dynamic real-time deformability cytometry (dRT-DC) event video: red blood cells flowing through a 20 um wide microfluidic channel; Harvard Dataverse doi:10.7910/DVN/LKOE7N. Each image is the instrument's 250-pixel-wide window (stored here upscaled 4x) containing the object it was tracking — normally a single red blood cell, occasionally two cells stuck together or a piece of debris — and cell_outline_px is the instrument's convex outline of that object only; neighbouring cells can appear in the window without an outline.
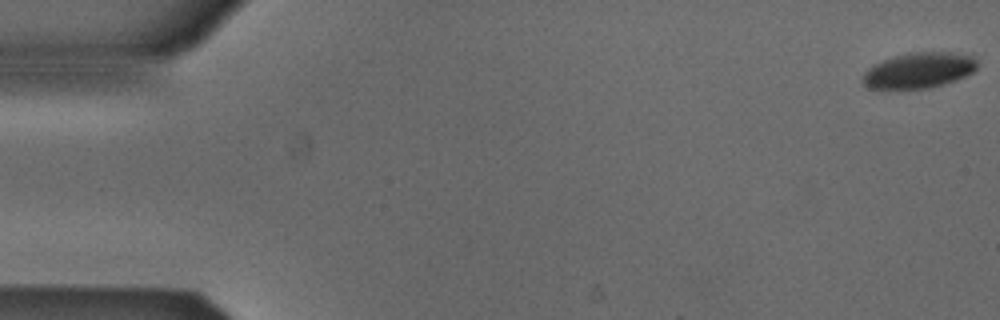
{"species": "Egyptian fruit bat (a non-hibernating species)", "species_latin": "Rousettus aegyptiacus", "temperature_condition": "cold", "stored_images_in_passage": 54, "camera_frame_rate_fps": 3000, "um_per_image_px": 0.085, "animal": {"sex": "male"}, "frame": {"image": 1, "passage_image": 1, "time_ms": 0.0, "image_size_px": [1000, 320], "cell_outline_px": [[976, 68], [972, 72], [956, 80], [944, 84], [928, 88], [868, 88], [864, 84], [864, 72], [872, 64], [892, 56], [908, 52], [952, 52], [972, 56], [976, 60]], "centroid_in_image_um": [78.09, 5.96], "position_along_channel_um": 6.9, "area_um2": 23.64}}
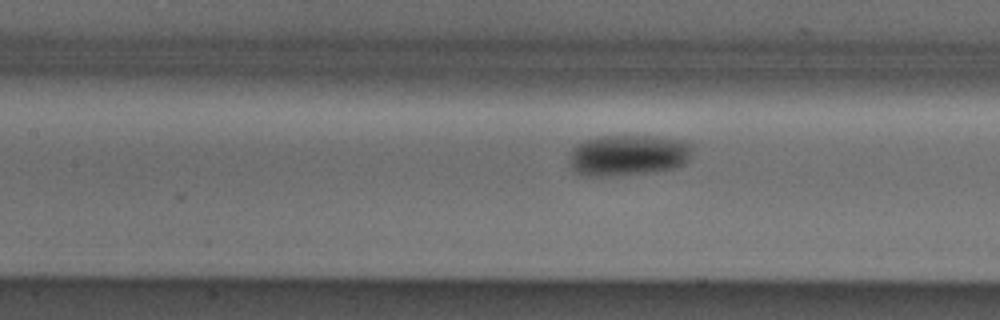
{"frame": {"image": 2, "passage_image": 24, "time_ms": 7.667, "image_size_px": [1000, 320], "cell_outline_px": [[692, 156], [684, 164], [672, 168], [656, 172], [616, 176], [584, 176], [576, 172], [572, 168], [572, 148], [576, 144], [584, 140], [600, 136], [656, 136], [680, 140], [692, 144]], "centroid_in_image_um": [53.43, 13.2], "position_along_channel_um": 154.0, "area_um2": 29.59}}
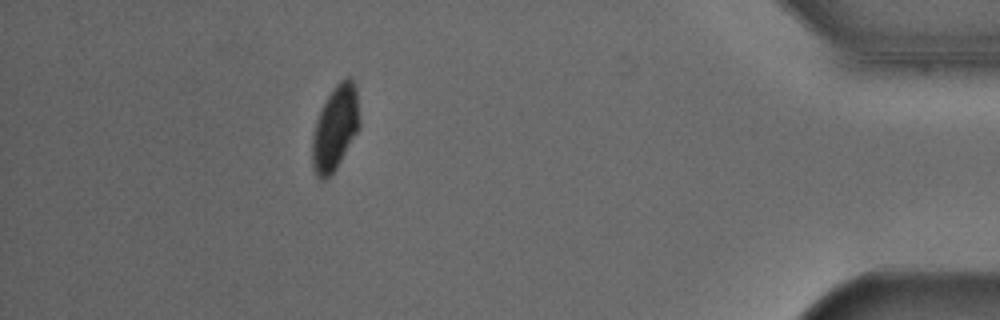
{"frame": {"image": 3, "passage_image": 48, "time_ms": 15.667, "image_size_px": [1000, 320], "cell_outline_px": [[360, 128], [336, 168], [324, 180], [320, 180], [316, 176], [312, 168], [312, 136], [316, 120], [332, 88], [344, 76], [352, 76], [356, 88], [360, 120]], "centroid_in_image_um": [28.5, 10.85], "position_along_channel_um": 406.7, "area_um2": 23.47}, "authors_computed_cell_mechanics": {"area_um2": 26.6458, "velocity_mm_per_s": 3.8467, "shape_relaxation_time_tau1_ms": 2.311, "shape_relaxation_time_tau2_ms": null, "deformation_change_tau1": 0.0766, "deformation_change_tau2": null}}